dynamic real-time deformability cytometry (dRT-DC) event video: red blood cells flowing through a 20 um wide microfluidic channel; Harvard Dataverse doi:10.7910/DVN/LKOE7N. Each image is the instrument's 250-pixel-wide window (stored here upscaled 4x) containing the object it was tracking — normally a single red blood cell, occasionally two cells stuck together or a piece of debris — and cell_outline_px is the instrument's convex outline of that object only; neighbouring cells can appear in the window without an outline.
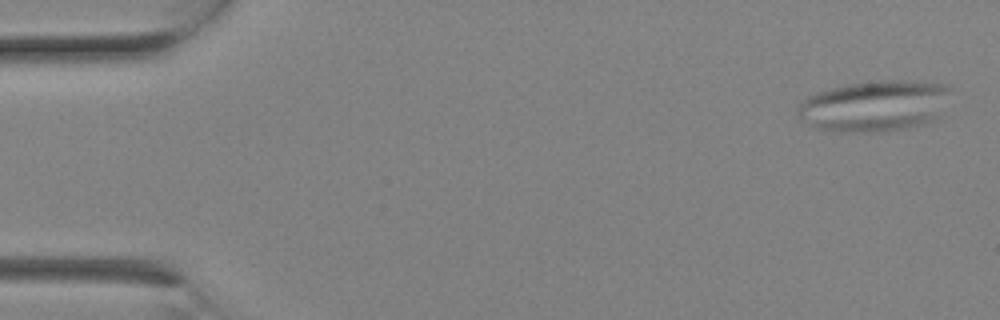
{"species": "Egyptian fruit bat (a non-hibernating species)", "species_latin": "Rousettus aegyptiacus", "temperature_condition": "room temperature", "stored_images_in_passage": 4, "segment_of_instrument_passage": [2, 2], "camera_frame_rate_fps": 3000, "um_per_image_px": 0.085, "animal": {"sex": "female"}, "frame": {"image": 1, "passage_image": 4, "time_ms": 1.0, "image_size_px": [1000, 320], "cell_outline_px": [[952, 88], [936, 116], [932, 120], [924, 124], [904, 128], [840, 132], [816, 128], [800, 120], [800, 100], [816, 92], [848, 84], [876, 80], [920, 80], [948, 84]], "centroid_in_image_um": [74.33, 8.96], "position_along_channel_um": 10.7, "area_um2": 44.91}}